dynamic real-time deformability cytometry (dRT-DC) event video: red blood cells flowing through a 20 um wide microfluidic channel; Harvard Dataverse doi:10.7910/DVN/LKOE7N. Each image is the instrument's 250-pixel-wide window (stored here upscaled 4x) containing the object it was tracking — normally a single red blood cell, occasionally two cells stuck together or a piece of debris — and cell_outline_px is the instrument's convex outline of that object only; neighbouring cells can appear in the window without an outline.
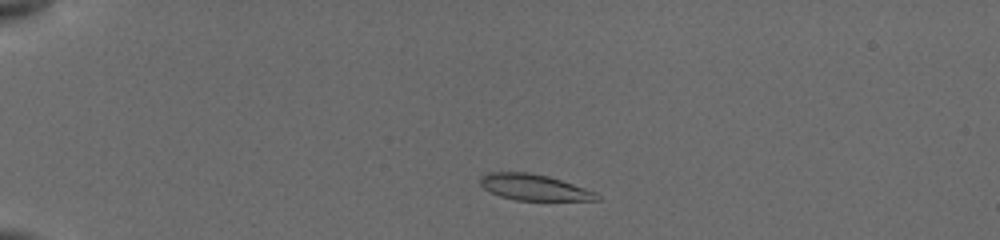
{"species": "common noctule bat (a hibernating species)", "species_latin": "Nyctalus noctula", "temperature_condition": "cold", "stored_images_in_passage": 12, "camera_frame_rate_fps": 3000, "um_per_image_px": 0.085, "animal": {"sex": "female", "body_mass_g": 19.5, "forearm_length_mm": 54.1}, "frame": {"image": 1, "passage_image": 2, "time_ms": 1.0, "image_size_px": [1000, 240], "cell_outline_px": [[600, 200], [516, 200], [500, 196], [484, 188], [480, 184], [480, 176], [488, 172], [528, 172], [548, 176], [596, 192], [600, 196]], "centroid_in_image_um": [45.37, 15.92], "position_along_channel_um": 39.6, "area_um2": 17.51}}
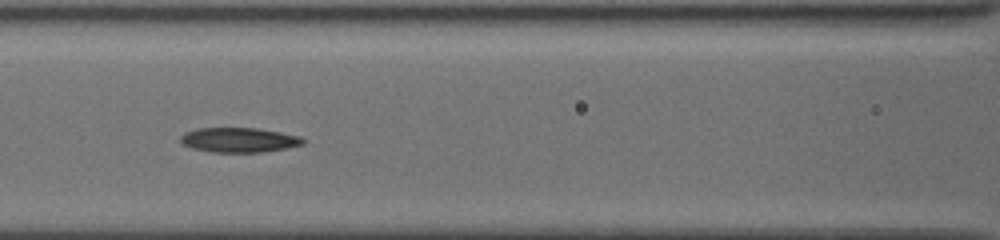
{"frame": {"image": 2, "passage_image": 8, "time_ms": 5.333, "image_size_px": [1000, 240], "cell_outline_px": [[304, 144], [264, 152], [212, 152], [192, 148], [184, 144], [180, 140], [180, 136], [184, 132], [196, 128], [256, 128], [280, 132], [300, 136], [304, 140]], "centroid_in_image_um": [20.29, 11.89], "position_along_channel_um": 146.3, "area_um2": 17.57}}
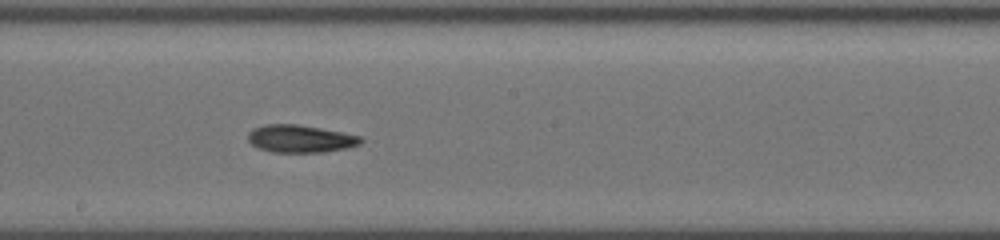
{"frame": {"image": 3, "passage_image": 11, "time_ms": 7.333, "image_size_px": [1000, 240], "cell_outline_px": [[364, 140], [360, 144], [348, 148], [324, 152], [272, 152], [256, 148], [248, 140], [248, 132], [252, 128], [264, 124], [296, 124], [320, 128], [360, 136]], "centroid_in_image_um": [25.49, 11.79], "position_along_channel_um": 222.7, "area_um2": 18.21}}